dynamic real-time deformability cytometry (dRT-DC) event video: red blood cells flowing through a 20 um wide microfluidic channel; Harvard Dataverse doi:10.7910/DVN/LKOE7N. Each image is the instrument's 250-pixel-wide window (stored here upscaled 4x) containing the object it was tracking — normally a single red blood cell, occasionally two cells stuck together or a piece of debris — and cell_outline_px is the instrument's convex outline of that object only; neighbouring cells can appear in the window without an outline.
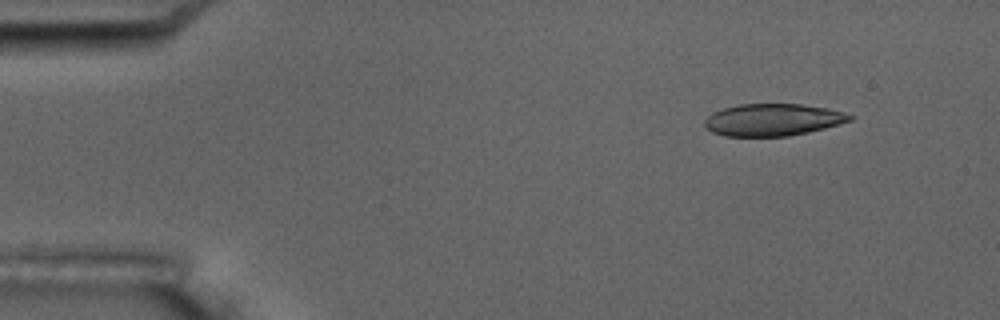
{"species": "common noctule bat (a hibernating species)", "species_latin": "Nyctalus noctula", "temperature_condition": "room temperature", "stored_images_in_passage": 4, "camera_frame_rate_fps": 3000, "um_per_image_px": 0.085, "animal": {"sex": "male", "body_mass_g": 17.5, "forearm_length_mm": 52.3}, "frame": {"image": 1, "passage_image": 1, "time_ms": 0.0, "image_size_px": [1000, 320], "cell_outline_px": [[856, 116], [852, 120], [840, 124], [808, 132], [788, 136], [724, 136], [712, 132], [704, 128], [704, 120], [712, 112], [724, 108], [740, 104], [800, 104], [828, 108], [844, 112]], "centroid_in_image_um": [65.69, 10.18], "position_along_channel_um": 19.3, "area_um2": 27.34}}